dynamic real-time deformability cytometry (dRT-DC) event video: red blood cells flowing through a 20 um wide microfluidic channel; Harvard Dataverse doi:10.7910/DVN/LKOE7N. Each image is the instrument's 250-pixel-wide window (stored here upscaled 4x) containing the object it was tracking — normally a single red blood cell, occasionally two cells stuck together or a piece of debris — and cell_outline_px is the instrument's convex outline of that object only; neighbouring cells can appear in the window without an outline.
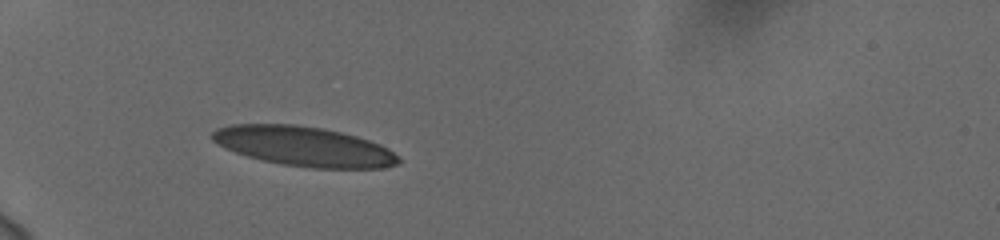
{"species": "human", "species_latin": "Homo sapiens", "temperature_condition": "cold", "stored_images_in_passage": 38, "camera_frame_rate_fps": 3000, "um_per_image_px": 0.085, "donor": {"sex": "female"}, "frame": {"image": 1, "passage_image": 1, "time_ms": 0.0, "image_size_px": [1000, 240], "cell_outline_px": [[400, 160], [396, 164], [384, 168], [312, 168], [284, 164], [260, 160], [224, 148], [212, 140], [212, 132], [216, 128], [232, 124], [296, 124], [324, 128], [356, 136], [380, 144], [388, 148]], "centroid_in_image_um": [25.81, 12.43], "position_along_channel_um": 59.2, "area_um2": 42.95}}
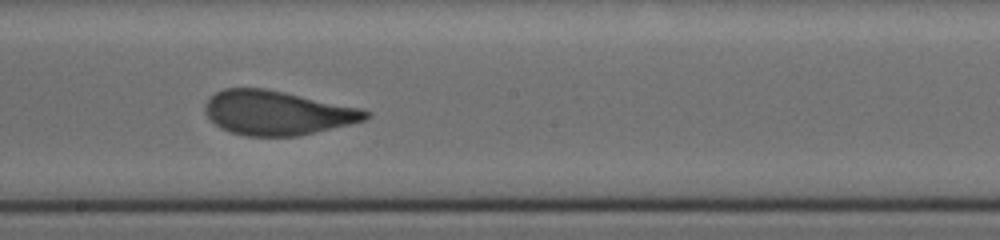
{"frame": {"image": 2, "passage_image": 16, "time_ms": 5.0, "image_size_px": [1000, 240], "cell_outline_px": [[372, 112], [364, 120], [348, 124], [296, 136], [244, 136], [228, 132], [220, 128], [204, 112], [204, 104], [216, 92], [224, 88], [264, 88], [284, 92], [360, 108]], "centroid_in_image_um": [23.51, 9.59], "position_along_channel_um": 224.7, "area_um2": 41.04}}
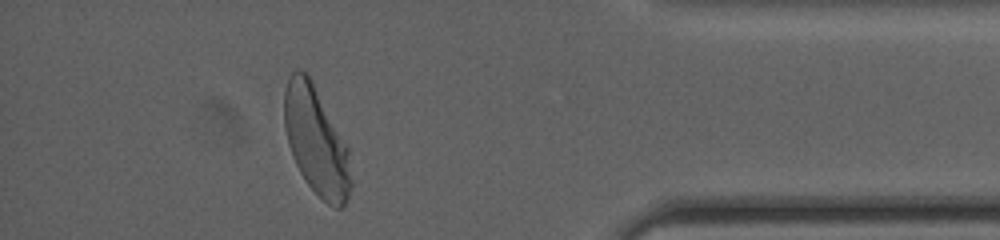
{"frame": {"image": 3, "passage_image": 33, "time_ms": 10.667, "image_size_px": [1000, 240], "cell_outline_px": [[352, 188], [344, 204], [340, 208], [336, 208], [328, 204], [308, 184], [300, 172], [296, 164], [288, 144], [284, 124], [284, 92], [288, 80], [292, 72], [296, 68], [300, 68], [312, 80], [348, 148], [352, 180]], "centroid_in_image_um": [26.87, 11.98], "position_along_channel_um": 408.3, "area_um2": 41.67}, "authors_computed_cell_mechanics": {"area_um2": 41.6449, "velocity_mm_per_s": 3.7208, "shape_relaxation_time_tau1_ms": 4.1736, "shape_relaxation_time_tau2_ms": null, "deformation_change_tau1": 0.1791, "deformation_change_tau2": null}}